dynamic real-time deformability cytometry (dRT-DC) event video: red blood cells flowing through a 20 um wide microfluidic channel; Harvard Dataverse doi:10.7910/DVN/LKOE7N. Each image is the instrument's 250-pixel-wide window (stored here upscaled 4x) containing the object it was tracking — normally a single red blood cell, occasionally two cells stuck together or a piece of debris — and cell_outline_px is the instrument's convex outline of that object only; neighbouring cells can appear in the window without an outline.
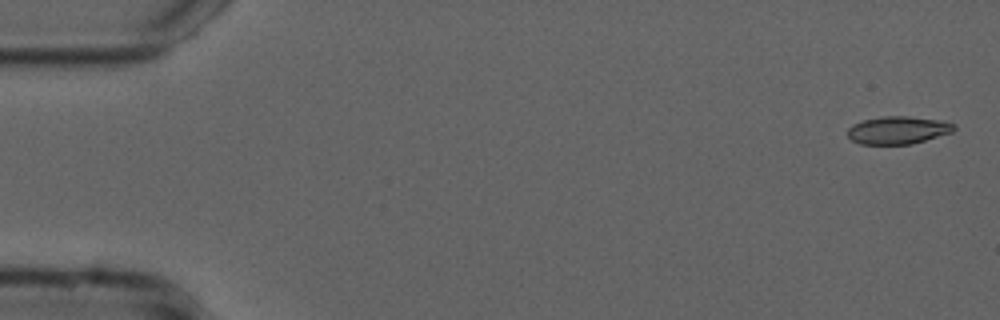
{"species": "common noctule bat (a hibernating species)", "species_latin": "Nyctalus noctula", "temperature_condition": "cold", "stored_images_in_passage": 55, "camera_frame_rate_fps": 3000, "um_per_image_px": 0.085, "animal": {"sex": "male", "forearm_length_mm": 52.5}, "frame": {"image": 1, "passage_image": 2, "time_ms": 0.333, "image_size_px": [1000, 320], "cell_outline_px": [[956, 128], [952, 132], [912, 144], [860, 144], [852, 140], [848, 136], [848, 128], [852, 124], [864, 120], [884, 116], [908, 116], [940, 120], [956, 124]], "centroid_in_image_um": [76.33, 11.06], "position_along_channel_um": 8.7, "area_um2": 17.17}}
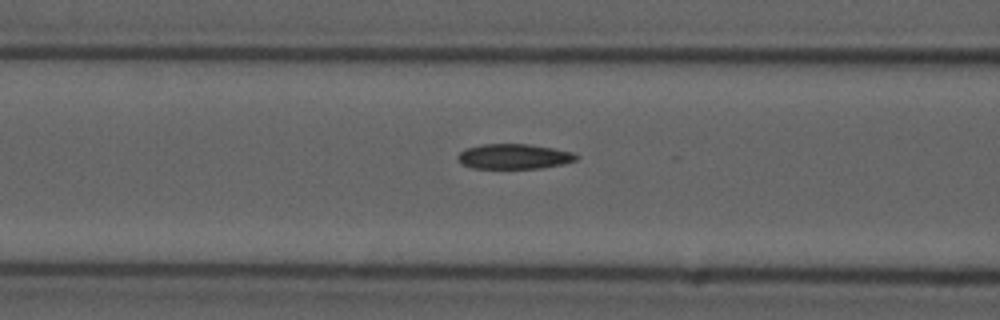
{"frame": {"image": 2, "passage_image": 22, "time_ms": 7.0, "image_size_px": [1000, 320], "cell_outline_px": [[580, 156], [576, 160], [564, 164], [540, 168], [472, 168], [460, 164], [456, 156], [464, 148], [480, 144], [528, 144], [552, 148], [572, 152]], "centroid_in_image_um": [43.65, 13.3], "position_along_channel_um": 123.0, "area_um2": 17.46}}
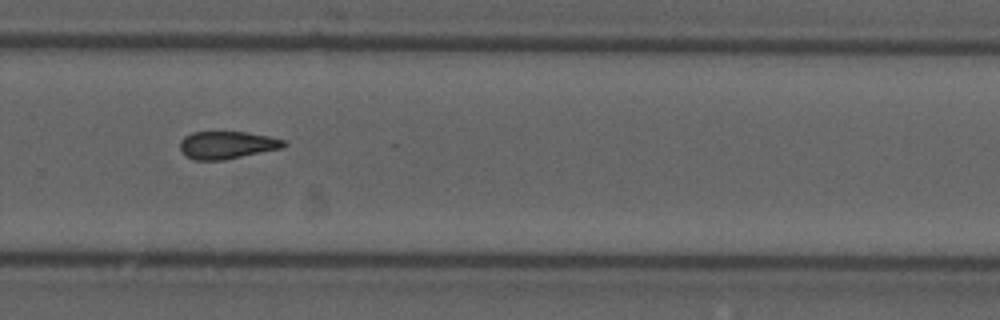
{"frame": {"image": 3, "passage_image": 37, "time_ms": 12.0, "image_size_px": [1000, 320], "cell_outline_px": [[288, 144], [284, 148], [224, 160], [192, 160], [184, 156], [180, 152], [180, 140], [184, 136], [192, 132], [248, 132], [268, 136], [284, 140]], "centroid_in_image_um": [19.28, 12.33], "position_along_channel_um": 310.5, "area_um2": 16.99}, "authors_computed_cell_mechanics": {"area_um2": 17.2822, "velocity_mm_per_s": 3.7688, "shape_relaxation_time_tau1_ms": null, "shape_relaxation_time_tau2_ms": 8.6602, "deformation_change_tau1": null, "deformation_change_tau2": 0.1699}}